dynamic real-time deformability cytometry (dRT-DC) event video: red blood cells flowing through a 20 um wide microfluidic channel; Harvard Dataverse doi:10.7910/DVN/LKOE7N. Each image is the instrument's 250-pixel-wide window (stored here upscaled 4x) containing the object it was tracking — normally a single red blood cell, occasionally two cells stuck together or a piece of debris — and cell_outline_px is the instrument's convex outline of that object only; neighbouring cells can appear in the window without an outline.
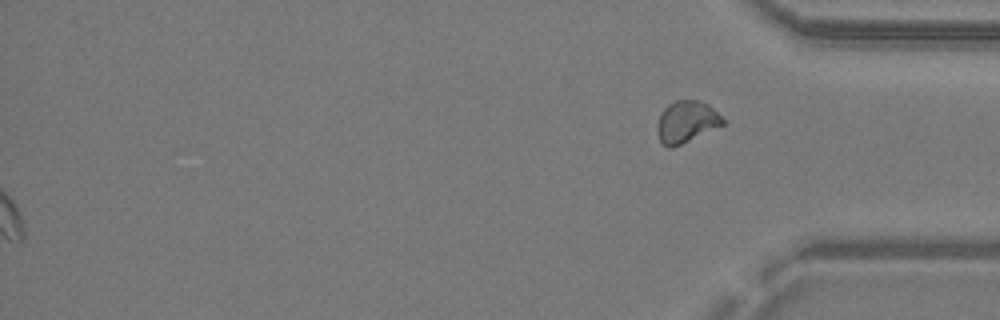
{"species": "common noctule bat (a hibernating species)", "species_latin": "Nyctalus noctula", "temperature_condition": "warm", "stored_images_in_passage": 34, "segment_of_instrument_passage": [2, 2], "camera_frame_rate_fps": 3000, "um_per_image_px": 0.085, "animal": {"sex": "male", "body_mass_g": 19.2, "forearm_length_mm": 51.8}, "frame": {"image": 1, "passage_image": 34, "time_ms": 11.0, "image_size_px": [1000, 320], "cell_outline_px": [[724, 124], [672, 148], [668, 148], [660, 140], [656, 132], [660, 112], [668, 104], [676, 100], [696, 100], [708, 104], [724, 120]], "centroid_in_image_um": [58.31, 10.35], "position_along_channel_um": 376.9, "area_um2": 15.72}}